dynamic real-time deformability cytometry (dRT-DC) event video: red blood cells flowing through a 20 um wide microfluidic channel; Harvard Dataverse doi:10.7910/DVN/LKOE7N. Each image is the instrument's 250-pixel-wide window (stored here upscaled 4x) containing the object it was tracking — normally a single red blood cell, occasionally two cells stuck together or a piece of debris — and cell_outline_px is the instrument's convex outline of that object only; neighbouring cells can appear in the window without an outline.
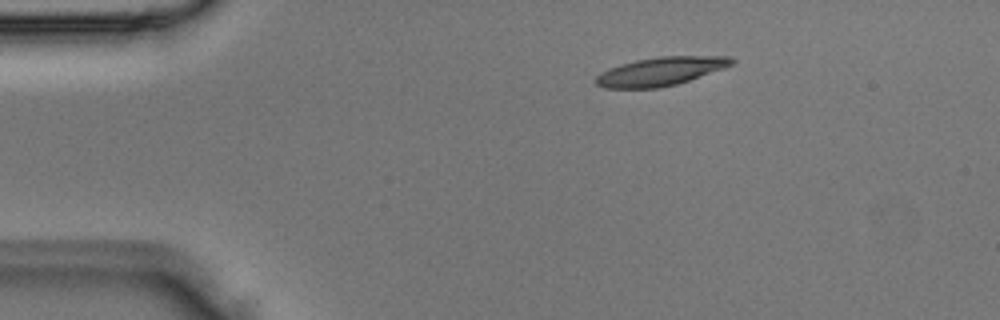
{"species": "Egyptian fruit bat (a non-hibernating species)", "species_latin": "Rousettus aegyptiacus", "temperature_condition": "room temperature", "stored_images_in_passage": 2, "camera_frame_rate_fps": 3000, "um_per_image_px": 0.085, "animal": {"sex": "male"}, "frame": {"image": 1, "passage_image": 1, "time_ms": 0.0, "image_size_px": [1000, 320], "cell_outline_px": [[736, 60], [732, 64], [724, 68], [676, 84], [656, 88], [604, 88], [596, 84], [592, 80], [600, 72], [608, 68], [620, 64], [636, 60], [660, 56], [728, 56]], "centroid_in_image_um": [56.09, 6.06], "position_along_channel_um": 28.9, "area_um2": 22.54}}